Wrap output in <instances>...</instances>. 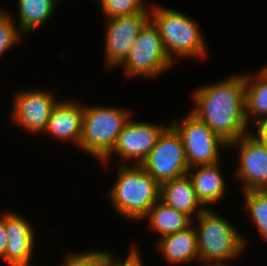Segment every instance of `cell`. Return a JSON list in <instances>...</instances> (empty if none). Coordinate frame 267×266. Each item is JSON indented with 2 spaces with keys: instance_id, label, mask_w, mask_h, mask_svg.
I'll return each instance as SVG.
<instances>
[{
  "instance_id": "cell-22",
  "label": "cell",
  "mask_w": 267,
  "mask_h": 266,
  "mask_svg": "<svg viewBox=\"0 0 267 266\" xmlns=\"http://www.w3.org/2000/svg\"><path fill=\"white\" fill-rule=\"evenodd\" d=\"M106 19L131 15L146 8L144 0H97Z\"/></svg>"
},
{
  "instance_id": "cell-13",
  "label": "cell",
  "mask_w": 267,
  "mask_h": 266,
  "mask_svg": "<svg viewBox=\"0 0 267 266\" xmlns=\"http://www.w3.org/2000/svg\"><path fill=\"white\" fill-rule=\"evenodd\" d=\"M5 228L8 244L1 259L8 266H35L31 265L36 244L33 225L17 212L5 211Z\"/></svg>"
},
{
  "instance_id": "cell-1",
  "label": "cell",
  "mask_w": 267,
  "mask_h": 266,
  "mask_svg": "<svg viewBox=\"0 0 267 266\" xmlns=\"http://www.w3.org/2000/svg\"><path fill=\"white\" fill-rule=\"evenodd\" d=\"M191 96L194 106L190 113L228 144L250 132L246 119L245 73L200 86Z\"/></svg>"
},
{
  "instance_id": "cell-25",
  "label": "cell",
  "mask_w": 267,
  "mask_h": 266,
  "mask_svg": "<svg viewBox=\"0 0 267 266\" xmlns=\"http://www.w3.org/2000/svg\"><path fill=\"white\" fill-rule=\"evenodd\" d=\"M130 247L129 255L123 261L116 260L114 254L109 252L97 266H144V262L141 259V252L138 251L139 247L137 248L135 245Z\"/></svg>"
},
{
  "instance_id": "cell-11",
  "label": "cell",
  "mask_w": 267,
  "mask_h": 266,
  "mask_svg": "<svg viewBox=\"0 0 267 266\" xmlns=\"http://www.w3.org/2000/svg\"><path fill=\"white\" fill-rule=\"evenodd\" d=\"M142 12L107 19L105 36V64L119 66L129 55L141 28L150 19V8Z\"/></svg>"
},
{
  "instance_id": "cell-6",
  "label": "cell",
  "mask_w": 267,
  "mask_h": 266,
  "mask_svg": "<svg viewBox=\"0 0 267 266\" xmlns=\"http://www.w3.org/2000/svg\"><path fill=\"white\" fill-rule=\"evenodd\" d=\"M173 63L167 55L159 30L151 19L141 28L129 55L119 65L128 77L154 78L171 69Z\"/></svg>"
},
{
  "instance_id": "cell-26",
  "label": "cell",
  "mask_w": 267,
  "mask_h": 266,
  "mask_svg": "<svg viewBox=\"0 0 267 266\" xmlns=\"http://www.w3.org/2000/svg\"><path fill=\"white\" fill-rule=\"evenodd\" d=\"M253 126H257L256 133H250L258 142L267 148V122H258Z\"/></svg>"
},
{
  "instance_id": "cell-3",
  "label": "cell",
  "mask_w": 267,
  "mask_h": 266,
  "mask_svg": "<svg viewBox=\"0 0 267 266\" xmlns=\"http://www.w3.org/2000/svg\"><path fill=\"white\" fill-rule=\"evenodd\" d=\"M194 220L198 221L194 228L202 265H225L228 259L239 257L248 244L231 222L211 208H205Z\"/></svg>"
},
{
  "instance_id": "cell-10",
  "label": "cell",
  "mask_w": 267,
  "mask_h": 266,
  "mask_svg": "<svg viewBox=\"0 0 267 266\" xmlns=\"http://www.w3.org/2000/svg\"><path fill=\"white\" fill-rule=\"evenodd\" d=\"M54 93L42 89H22L13 96L10 120L32 134H42L52 108L57 104Z\"/></svg>"
},
{
  "instance_id": "cell-2",
  "label": "cell",
  "mask_w": 267,
  "mask_h": 266,
  "mask_svg": "<svg viewBox=\"0 0 267 266\" xmlns=\"http://www.w3.org/2000/svg\"><path fill=\"white\" fill-rule=\"evenodd\" d=\"M118 166V176L108 192L112 207L126 219L141 222L160 199V184L140 165Z\"/></svg>"
},
{
  "instance_id": "cell-8",
  "label": "cell",
  "mask_w": 267,
  "mask_h": 266,
  "mask_svg": "<svg viewBox=\"0 0 267 266\" xmlns=\"http://www.w3.org/2000/svg\"><path fill=\"white\" fill-rule=\"evenodd\" d=\"M140 166L159 184L186 176L189 171L183 140L170 124Z\"/></svg>"
},
{
  "instance_id": "cell-21",
  "label": "cell",
  "mask_w": 267,
  "mask_h": 266,
  "mask_svg": "<svg viewBox=\"0 0 267 266\" xmlns=\"http://www.w3.org/2000/svg\"><path fill=\"white\" fill-rule=\"evenodd\" d=\"M244 206L251 215L257 234L267 243V189L242 192Z\"/></svg>"
},
{
  "instance_id": "cell-24",
  "label": "cell",
  "mask_w": 267,
  "mask_h": 266,
  "mask_svg": "<svg viewBox=\"0 0 267 266\" xmlns=\"http://www.w3.org/2000/svg\"><path fill=\"white\" fill-rule=\"evenodd\" d=\"M109 253V250H92L84 252H70L66 254L65 260L60 266H97L99 262Z\"/></svg>"
},
{
  "instance_id": "cell-29",
  "label": "cell",
  "mask_w": 267,
  "mask_h": 266,
  "mask_svg": "<svg viewBox=\"0 0 267 266\" xmlns=\"http://www.w3.org/2000/svg\"><path fill=\"white\" fill-rule=\"evenodd\" d=\"M201 266H229V265L225 264V265H201Z\"/></svg>"
},
{
  "instance_id": "cell-9",
  "label": "cell",
  "mask_w": 267,
  "mask_h": 266,
  "mask_svg": "<svg viewBox=\"0 0 267 266\" xmlns=\"http://www.w3.org/2000/svg\"><path fill=\"white\" fill-rule=\"evenodd\" d=\"M167 127L148 121H136L133 118L125 124L111 153L102 161L106 167L113 154L119 155L121 165H140L154 148L159 136ZM133 161V162H132ZM127 162V163H126Z\"/></svg>"
},
{
  "instance_id": "cell-23",
  "label": "cell",
  "mask_w": 267,
  "mask_h": 266,
  "mask_svg": "<svg viewBox=\"0 0 267 266\" xmlns=\"http://www.w3.org/2000/svg\"><path fill=\"white\" fill-rule=\"evenodd\" d=\"M11 13L0 9V57L14 45L19 44L22 34L19 32L16 20ZM15 20V22H14Z\"/></svg>"
},
{
  "instance_id": "cell-4",
  "label": "cell",
  "mask_w": 267,
  "mask_h": 266,
  "mask_svg": "<svg viewBox=\"0 0 267 266\" xmlns=\"http://www.w3.org/2000/svg\"><path fill=\"white\" fill-rule=\"evenodd\" d=\"M150 19L158 28L164 49L172 63L176 57L202 59L208 54L197 21L185 13L153 5L150 8Z\"/></svg>"
},
{
  "instance_id": "cell-15",
  "label": "cell",
  "mask_w": 267,
  "mask_h": 266,
  "mask_svg": "<svg viewBox=\"0 0 267 266\" xmlns=\"http://www.w3.org/2000/svg\"><path fill=\"white\" fill-rule=\"evenodd\" d=\"M194 224L193 220L190 227L158 238L156 248L168 264L180 265L193 260L200 263Z\"/></svg>"
},
{
  "instance_id": "cell-12",
  "label": "cell",
  "mask_w": 267,
  "mask_h": 266,
  "mask_svg": "<svg viewBox=\"0 0 267 266\" xmlns=\"http://www.w3.org/2000/svg\"><path fill=\"white\" fill-rule=\"evenodd\" d=\"M238 168L235 178L242 183V192L267 189V148L258 142L250 132L228 144L237 146Z\"/></svg>"
},
{
  "instance_id": "cell-16",
  "label": "cell",
  "mask_w": 267,
  "mask_h": 266,
  "mask_svg": "<svg viewBox=\"0 0 267 266\" xmlns=\"http://www.w3.org/2000/svg\"><path fill=\"white\" fill-rule=\"evenodd\" d=\"M219 163L190 168L187 175L192 181L196 196L202 205H214L225 195L226 180ZM197 169L195 173L193 170Z\"/></svg>"
},
{
  "instance_id": "cell-27",
  "label": "cell",
  "mask_w": 267,
  "mask_h": 266,
  "mask_svg": "<svg viewBox=\"0 0 267 266\" xmlns=\"http://www.w3.org/2000/svg\"><path fill=\"white\" fill-rule=\"evenodd\" d=\"M7 231L5 228V212L0 215V258L5 254L7 247Z\"/></svg>"
},
{
  "instance_id": "cell-19",
  "label": "cell",
  "mask_w": 267,
  "mask_h": 266,
  "mask_svg": "<svg viewBox=\"0 0 267 266\" xmlns=\"http://www.w3.org/2000/svg\"><path fill=\"white\" fill-rule=\"evenodd\" d=\"M245 94L247 124L267 122V79L259 72L245 73Z\"/></svg>"
},
{
  "instance_id": "cell-18",
  "label": "cell",
  "mask_w": 267,
  "mask_h": 266,
  "mask_svg": "<svg viewBox=\"0 0 267 266\" xmlns=\"http://www.w3.org/2000/svg\"><path fill=\"white\" fill-rule=\"evenodd\" d=\"M145 218L149 220L148 227L160 234L159 238L182 231L193 224V219L189 215L171 208L160 199L152 206Z\"/></svg>"
},
{
  "instance_id": "cell-17",
  "label": "cell",
  "mask_w": 267,
  "mask_h": 266,
  "mask_svg": "<svg viewBox=\"0 0 267 266\" xmlns=\"http://www.w3.org/2000/svg\"><path fill=\"white\" fill-rule=\"evenodd\" d=\"M160 200L171 208L186 213L192 219L205 209L198 200L188 175L160 184Z\"/></svg>"
},
{
  "instance_id": "cell-28",
  "label": "cell",
  "mask_w": 267,
  "mask_h": 266,
  "mask_svg": "<svg viewBox=\"0 0 267 266\" xmlns=\"http://www.w3.org/2000/svg\"><path fill=\"white\" fill-rule=\"evenodd\" d=\"M264 78L267 79V65H264L261 70L258 71Z\"/></svg>"
},
{
  "instance_id": "cell-5",
  "label": "cell",
  "mask_w": 267,
  "mask_h": 266,
  "mask_svg": "<svg viewBox=\"0 0 267 266\" xmlns=\"http://www.w3.org/2000/svg\"><path fill=\"white\" fill-rule=\"evenodd\" d=\"M132 111L112 106L84 105L82 135L79 147L103 161L114 148Z\"/></svg>"
},
{
  "instance_id": "cell-20",
  "label": "cell",
  "mask_w": 267,
  "mask_h": 266,
  "mask_svg": "<svg viewBox=\"0 0 267 266\" xmlns=\"http://www.w3.org/2000/svg\"><path fill=\"white\" fill-rule=\"evenodd\" d=\"M54 0H18V30L22 35L38 30L52 17L56 7Z\"/></svg>"
},
{
  "instance_id": "cell-7",
  "label": "cell",
  "mask_w": 267,
  "mask_h": 266,
  "mask_svg": "<svg viewBox=\"0 0 267 266\" xmlns=\"http://www.w3.org/2000/svg\"><path fill=\"white\" fill-rule=\"evenodd\" d=\"M179 121V122H178ZM171 125L183 140L189 168L220 163V149L228 147L219 135L190 112L182 120H173Z\"/></svg>"
},
{
  "instance_id": "cell-14",
  "label": "cell",
  "mask_w": 267,
  "mask_h": 266,
  "mask_svg": "<svg viewBox=\"0 0 267 266\" xmlns=\"http://www.w3.org/2000/svg\"><path fill=\"white\" fill-rule=\"evenodd\" d=\"M84 105L75 100H58L52 108L44 132L57 141H70L79 146L82 135Z\"/></svg>"
}]
</instances>
